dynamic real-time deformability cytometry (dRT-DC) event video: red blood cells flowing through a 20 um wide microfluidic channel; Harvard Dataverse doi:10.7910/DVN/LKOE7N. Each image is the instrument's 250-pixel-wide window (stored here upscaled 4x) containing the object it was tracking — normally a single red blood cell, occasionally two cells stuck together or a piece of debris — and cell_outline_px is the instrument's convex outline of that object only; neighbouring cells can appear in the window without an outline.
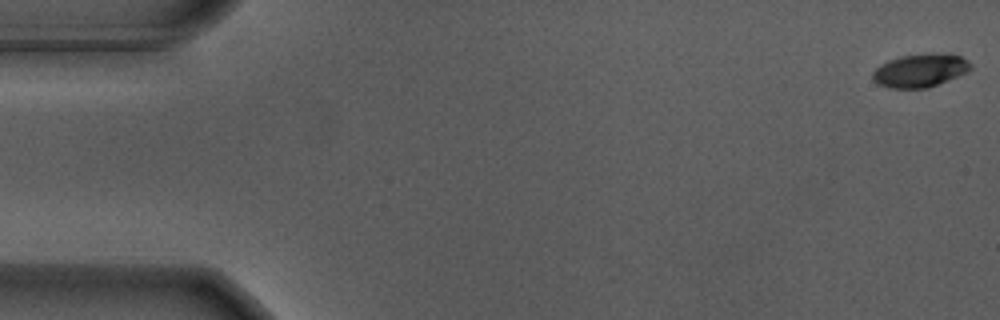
{"species": "Egyptian fruit bat (a non-hibernating species)", "species_latin": "Rousettus aegyptiacus", "temperature_condition": "warm", "stored_images_in_passage": 56, "camera_frame_rate_fps": 3000, "um_per_image_px": 0.085, "animal": {"sex": "male"}, "frame": {"image": 1, "passage_image": 1, "time_ms": 0.0, "image_size_px": [1000, 320], "cell_outline_px": [[972, 68], [968, 72], [928, 88], [888, 88], [872, 80], [872, 72], [880, 64], [888, 60], [900, 56], [960, 56], [968, 60], [972, 64]], "centroid_in_image_um": [78.17, 6.04], "position_along_channel_um": 6.8, "area_um2": 18.32}}
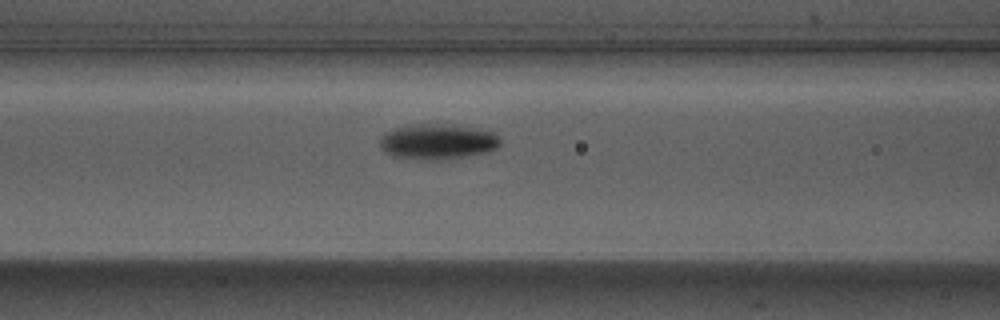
{"frame": {"image": 2, "passage_image": 23, "time_ms": 7.333, "image_size_px": [1000, 320], "cell_outline_px": [[500, 144], [496, 148], [488, 152], [464, 156], [396, 156], [384, 152], [380, 148], [380, 136], [384, 132], [392, 128], [412, 124], [452, 124], [492, 132], [500, 140]], "centroid_in_image_um": [37.16, 11.96], "position_along_channel_um": 129.4, "area_um2": 23.64}}
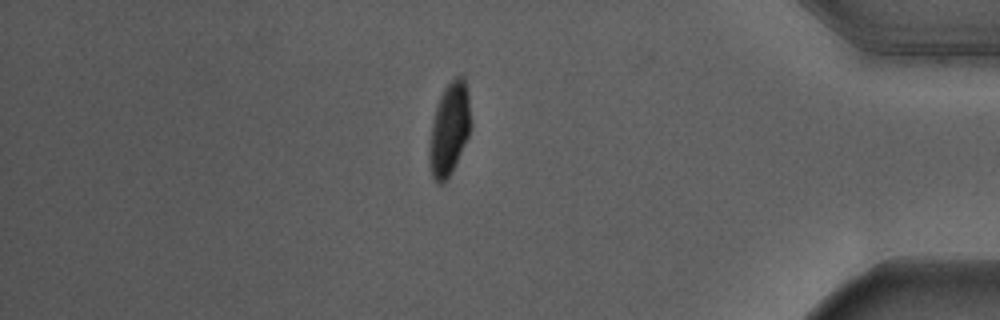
{"frame": {"image": 3, "passage_image": 48, "time_ms": 15.667, "image_size_px": [1000, 320], "cell_outline_px": [[472, 124], [468, 136], [452, 172], [444, 184], [440, 184], [432, 176], [428, 160], [428, 144], [432, 120], [436, 104], [444, 88], [456, 76], [464, 76], [468, 92]], "centroid_in_image_um": [38.18, 10.97], "position_along_channel_um": 397.0, "area_um2": 22.77}}